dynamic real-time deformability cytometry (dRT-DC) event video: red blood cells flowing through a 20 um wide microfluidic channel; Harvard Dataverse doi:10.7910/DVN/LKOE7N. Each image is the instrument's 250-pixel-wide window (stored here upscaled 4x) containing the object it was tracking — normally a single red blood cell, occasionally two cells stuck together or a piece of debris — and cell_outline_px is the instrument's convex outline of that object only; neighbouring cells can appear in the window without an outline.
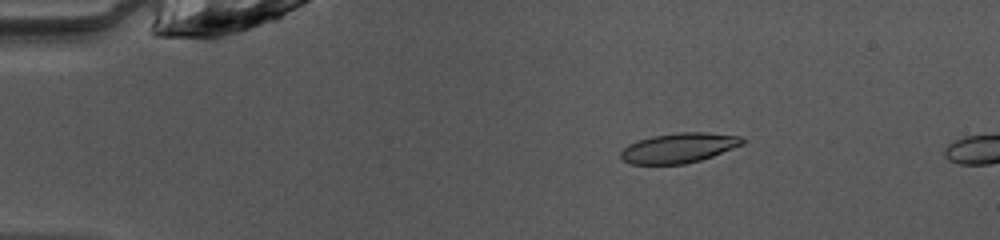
{"species": "common noctule bat (a hibernating species)", "species_latin": "Nyctalus noctula", "temperature_condition": "warm", "stored_images_in_passage": 15, "camera_frame_rate_fps": 3000, "um_per_image_px": 0.085, "animal": {"sex": "female", "body_mass_g": 10.0, "forearm_length_mm": 53.1}, "frame": {"image": 1, "passage_image": 9, "time_ms": 2.667, "image_size_px": [1000, 240], "cell_outline_px": [[744, 144], [712, 156], [700, 160], [684, 164], [628, 164], [620, 156], [620, 152], [628, 144], [636, 140], [652, 136], [680, 132], [704, 132], [740, 136], [744, 140]], "centroid_in_image_um": [57.67, 12.57], "position_along_channel_um": 27.3, "area_um2": 21.15}}